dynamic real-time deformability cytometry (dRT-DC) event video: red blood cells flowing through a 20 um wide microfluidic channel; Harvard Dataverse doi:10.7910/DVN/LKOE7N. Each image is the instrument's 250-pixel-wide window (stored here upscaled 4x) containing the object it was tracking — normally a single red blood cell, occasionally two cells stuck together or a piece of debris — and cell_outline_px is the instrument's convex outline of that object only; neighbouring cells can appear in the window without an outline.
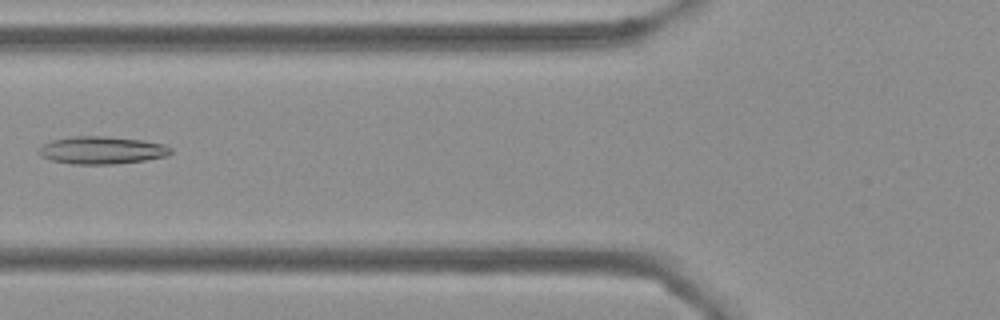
{"species": "Egyptian fruit bat (a non-hibernating species)", "species_latin": "Rousettus aegyptiacus", "temperature_condition": "cold", "stored_images_in_passage": 6, "camera_frame_rate_fps": 3000, "um_per_image_px": 0.085, "frame": {"image": 1, "passage_image": 5, "time_ms": 1.333, "image_size_px": [1000, 320], "cell_outline_px": [[172, 152], [168, 156], [144, 160], [112, 164], [72, 164], [52, 160], [40, 156], [36, 152], [44, 144], [52, 140], [72, 136], [104, 136], [144, 140], [164, 144], [172, 148]], "centroid_in_image_um": [8.66, 12.76], "position_along_channel_um": 117.1, "area_um2": 21.27}}
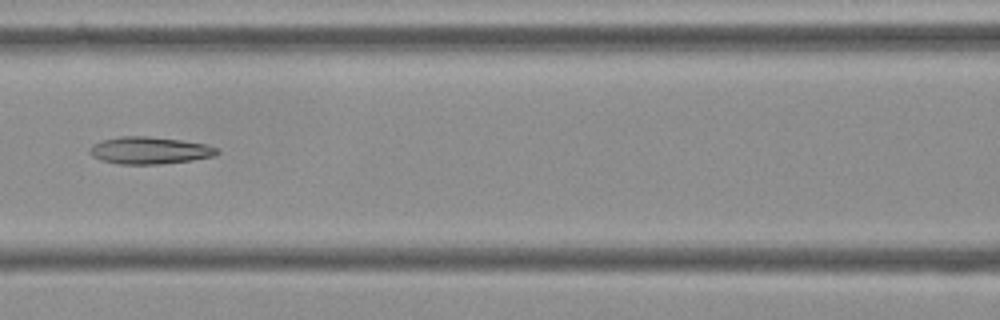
{"frame": {"image": 2, "passage_image": 6, "time_ms": 1.667, "image_size_px": [1000, 320], "cell_outline_px": [[220, 152], [216, 156], [192, 160], [160, 164], [120, 164], [100, 160], [92, 156], [88, 152], [88, 148], [92, 144], [100, 140], [120, 136], [148, 136], [180, 140], [208, 144], [216, 148]], "centroid_in_image_um": [12.69, 12.78], "position_along_channel_um": 153.9, "area_um2": 20.4}}